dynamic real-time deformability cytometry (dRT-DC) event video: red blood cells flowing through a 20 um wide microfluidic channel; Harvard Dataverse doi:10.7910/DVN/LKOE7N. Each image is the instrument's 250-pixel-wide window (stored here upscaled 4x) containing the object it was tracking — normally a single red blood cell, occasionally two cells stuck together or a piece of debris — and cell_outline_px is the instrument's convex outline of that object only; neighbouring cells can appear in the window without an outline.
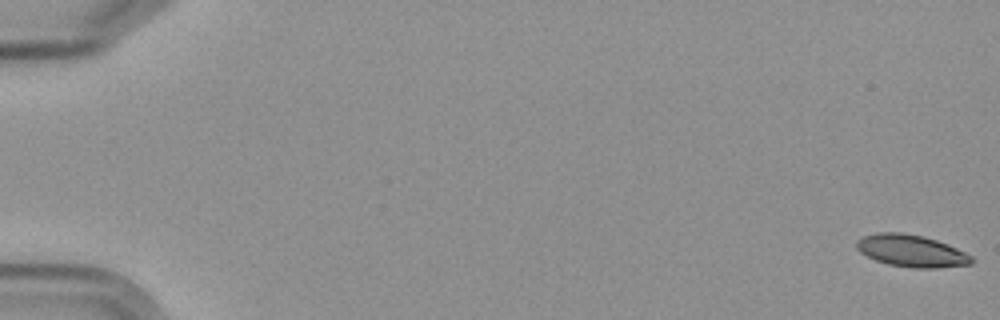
{"species": "Egyptian fruit bat (a non-hibernating species)", "species_latin": "Rousettus aegyptiacus", "temperature_condition": "cold", "stored_images_in_passage": 6, "camera_frame_rate_fps": 3000, "um_per_image_px": 0.085, "frame": {"image": 1, "passage_image": 1, "time_ms": 0.0, "image_size_px": [1000, 320], "cell_outline_px": [[976, 260], [972, 264], [936, 268], [912, 268], [888, 264], [876, 260], [860, 252], [856, 248], [856, 240], [864, 236], [876, 232], [900, 232], [924, 236], [936, 240], [956, 248], [972, 256]], "centroid_in_image_um": [77.47, 21.32], "position_along_channel_um": 7.5, "area_um2": 21.56}}
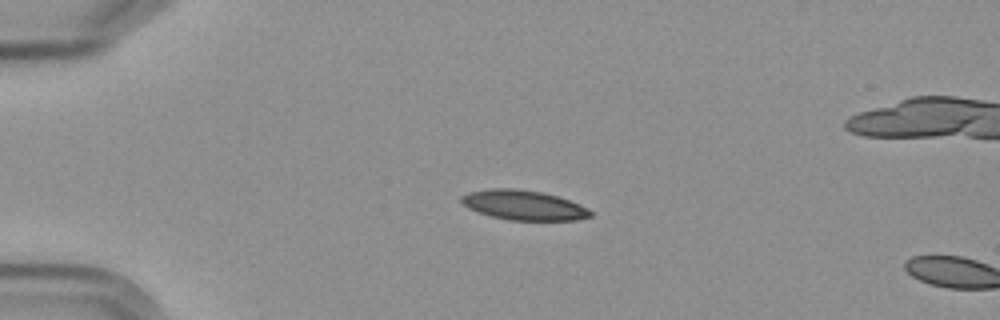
{"frame": {"image": 2, "passage_image": 5, "time_ms": 4.667, "image_size_px": [1000, 320], "cell_outline_px": [[592, 216], [576, 220], [512, 220], [492, 216], [468, 208], [460, 200], [460, 196], [468, 192], [492, 188], [516, 188], [540, 192], [556, 196], [580, 204], [588, 208], [592, 212]], "centroid_in_image_um": [44.51, 17.43], "position_along_channel_um": 40.5, "area_um2": 22.2}}